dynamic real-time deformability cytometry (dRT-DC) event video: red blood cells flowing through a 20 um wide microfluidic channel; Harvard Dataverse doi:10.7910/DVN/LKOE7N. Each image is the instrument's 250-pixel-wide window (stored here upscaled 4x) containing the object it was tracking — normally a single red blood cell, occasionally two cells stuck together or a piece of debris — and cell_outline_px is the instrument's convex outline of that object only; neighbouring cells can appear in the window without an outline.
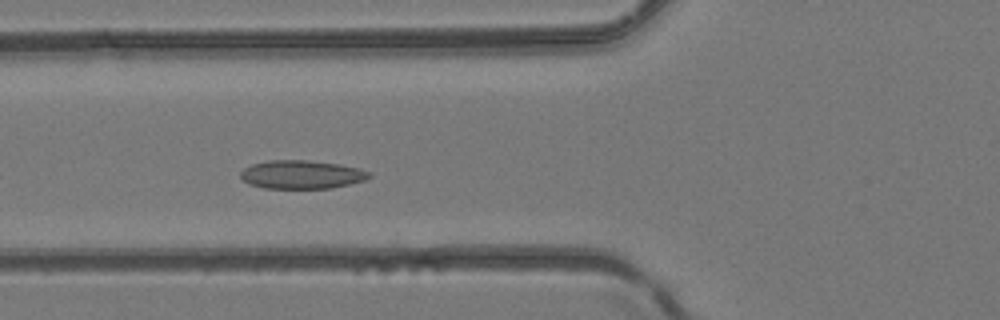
{"species": "common noctule bat (a hibernating species)", "species_latin": "Nyctalus noctula", "temperature_condition": "room temperature", "stored_images_in_passage": 4, "camera_frame_rate_fps": 3000, "um_per_image_px": 0.085, "animal": {"sex": "female", "body_mass_g": 24.6, "forearm_length_mm": 56.2}, "frame": {"image": 1, "passage_image": 4, "time_ms": 1.0, "image_size_px": [1000, 320], "cell_outline_px": [[372, 176], [364, 180], [332, 188], [264, 188], [248, 184], [240, 176], [240, 172], [244, 168], [252, 164], [268, 160], [308, 160], [340, 164], [360, 168], [372, 172]], "centroid_in_image_um": [25.65, 14.83], "position_along_channel_um": 100.2, "area_um2": 21.44}}